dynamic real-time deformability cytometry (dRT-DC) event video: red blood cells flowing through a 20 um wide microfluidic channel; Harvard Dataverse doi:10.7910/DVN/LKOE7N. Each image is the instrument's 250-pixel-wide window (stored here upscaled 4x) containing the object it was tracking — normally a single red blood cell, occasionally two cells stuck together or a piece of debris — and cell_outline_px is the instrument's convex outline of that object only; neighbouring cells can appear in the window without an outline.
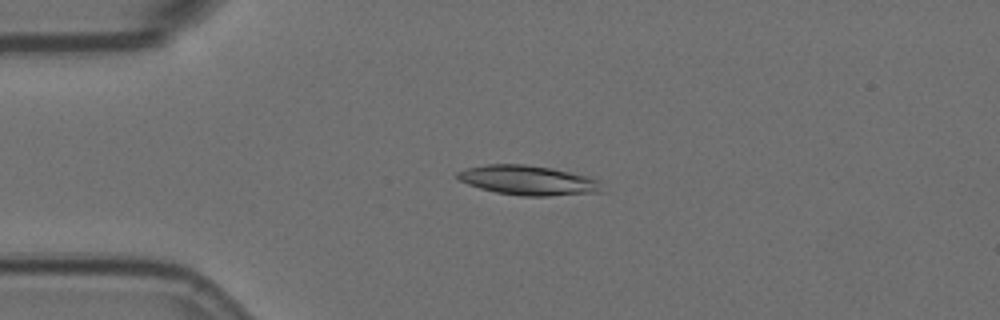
{"species": "Egyptian fruit bat (a non-hibernating species)", "species_latin": "Rousettus aegyptiacus", "temperature_condition": "room temperature", "stored_images_in_passage": 6, "camera_frame_rate_fps": 3000, "um_per_image_px": 0.085, "animal": {"sex": "female"}, "frame": {"image": 1, "passage_image": 4, "time_ms": 1.0, "image_size_px": [1000, 320], "cell_outline_px": [[604, 192], [548, 196], [520, 196], [496, 192], [480, 188], [468, 184], [460, 180], [456, 176], [456, 172], [468, 168], [488, 164], [524, 164], [552, 168], [600, 180]], "centroid_in_image_um": [44.91, 15.33], "position_along_channel_um": 40.1, "area_um2": 24.85}}
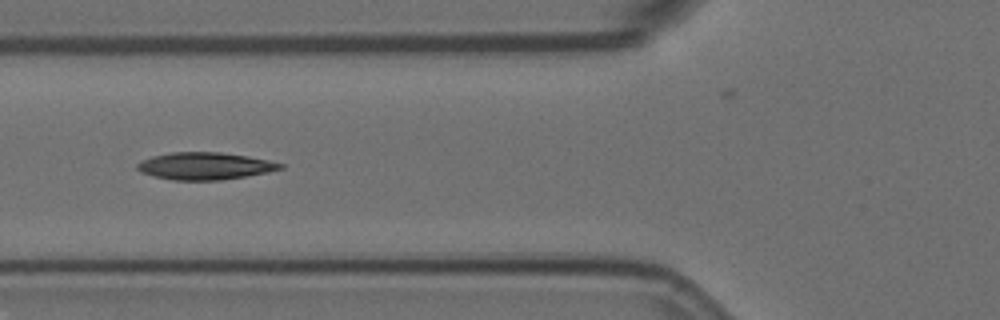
{"frame": {"image": 2, "passage_image": 6, "time_ms": 1.667, "image_size_px": [1000, 320], "cell_outline_px": [[284, 168], [268, 172], [220, 180], [172, 180], [140, 172], [136, 168], [136, 164], [152, 156], [172, 152], [220, 152], [248, 156], [268, 160], [284, 164]], "centroid_in_image_um": [17.42, 14.1], "position_along_channel_um": 108.4, "area_um2": 22.54}}